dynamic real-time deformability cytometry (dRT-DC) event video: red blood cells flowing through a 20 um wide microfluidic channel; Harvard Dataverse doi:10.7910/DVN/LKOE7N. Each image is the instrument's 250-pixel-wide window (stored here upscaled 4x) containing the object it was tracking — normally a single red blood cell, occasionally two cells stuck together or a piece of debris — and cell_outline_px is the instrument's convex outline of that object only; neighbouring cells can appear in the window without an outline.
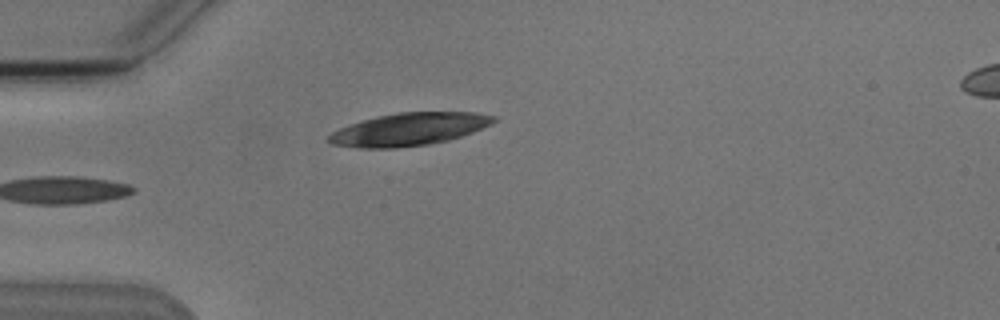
{"species": "Egyptian fruit bat (a non-hibernating species)", "species_latin": "Rousettus aegyptiacus", "temperature_condition": "cold", "stored_images_in_passage": 6, "camera_frame_rate_fps": 3000, "um_per_image_px": 0.085, "animal": {"sex": "male"}, "frame": {"image": 1, "passage_image": 5, "time_ms": 4.667, "image_size_px": [1000, 320], "cell_outline_px": [[496, 120], [492, 124], [472, 132], [448, 140], [428, 144], [396, 148], [360, 148], [332, 144], [328, 140], [328, 136], [332, 132], [340, 128], [376, 116], [400, 112], [476, 112], [496, 116]], "centroid_in_image_um": [34.79, 10.98], "position_along_channel_um": 50.2, "area_um2": 31.15}}